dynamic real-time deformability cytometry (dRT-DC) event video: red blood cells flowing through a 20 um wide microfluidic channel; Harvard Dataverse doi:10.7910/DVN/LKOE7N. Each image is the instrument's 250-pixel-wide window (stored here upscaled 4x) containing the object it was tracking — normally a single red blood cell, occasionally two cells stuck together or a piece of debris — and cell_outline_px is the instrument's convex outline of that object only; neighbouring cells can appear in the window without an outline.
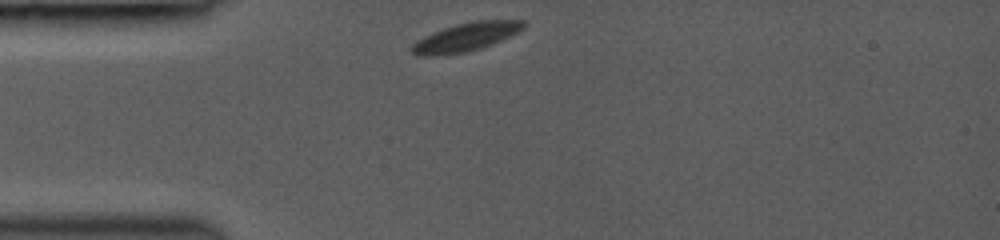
{"species": "common noctule bat (a hibernating species)", "species_latin": "Nyctalus noctula", "temperature_condition": "room temperature", "stored_images_in_passage": 3, "camera_frame_rate_fps": 3000, "um_per_image_px": 0.085, "animal": {"sex": "female", "body_mass_g": 19.0, "forearm_length_mm": 53.3}, "frame": {"image": 1, "passage_image": 1, "time_ms": 0.0, "image_size_px": [1000, 240], "cell_outline_px": [[528, 24], [524, 28], [492, 44], [480, 48], [464, 52], [432, 56], [416, 56], [408, 48], [416, 40], [432, 32], [456, 24], [476, 20], [528, 20]], "centroid_in_image_um": [39.57, 3.14], "position_along_channel_um": 45.4, "area_um2": 18.55}}
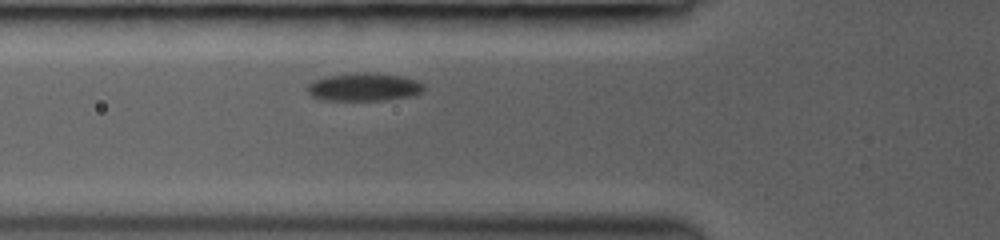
{"frame": {"image": 2, "passage_image": 3, "time_ms": 1.667, "image_size_px": [1000, 240], "cell_outline_px": [[424, 92], [408, 96], [384, 100], [320, 100], [312, 96], [308, 92], [308, 84], [316, 80], [328, 76], [356, 72], [376, 72], [400, 76], [416, 80], [424, 84]], "centroid_in_image_um": [30.95, 7.39], "position_along_channel_um": 94.8, "area_um2": 19.02}}